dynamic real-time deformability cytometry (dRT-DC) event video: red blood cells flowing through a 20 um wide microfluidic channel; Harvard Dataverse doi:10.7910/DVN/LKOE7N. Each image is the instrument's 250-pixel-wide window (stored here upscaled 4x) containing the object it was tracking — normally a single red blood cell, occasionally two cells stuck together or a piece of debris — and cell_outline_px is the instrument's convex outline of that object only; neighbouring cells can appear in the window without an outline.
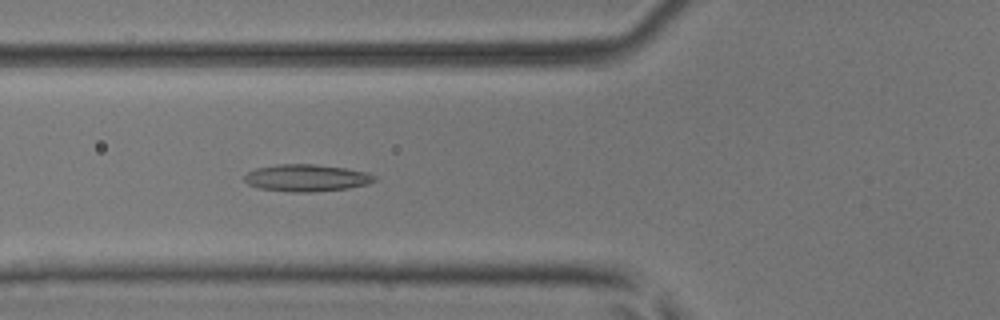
{"species": "common noctule bat (a hibernating species)", "species_latin": "Nyctalus noctula", "temperature_condition": "room temperature", "stored_images_in_passage": 6, "camera_frame_rate_fps": 3000, "um_per_image_px": 0.085, "animal": {"sex": "male", "body_mass_g": 17.9, "forearm_length_mm": 54.2}, "frame": {"image": 1, "passage_image": 6, "time_ms": 1.667, "image_size_px": [1000, 320], "cell_outline_px": [[376, 180], [368, 184], [348, 188], [308, 192], [292, 192], [260, 188], [248, 184], [244, 180], [244, 176], [248, 172], [256, 168], [280, 164], [316, 164], [344, 168], [368, 172], [376, 176]], "centroid_in_image_um": [26.07, 15.11], "position_along_channel_um": 99.7, "area_um2": 20.4}}